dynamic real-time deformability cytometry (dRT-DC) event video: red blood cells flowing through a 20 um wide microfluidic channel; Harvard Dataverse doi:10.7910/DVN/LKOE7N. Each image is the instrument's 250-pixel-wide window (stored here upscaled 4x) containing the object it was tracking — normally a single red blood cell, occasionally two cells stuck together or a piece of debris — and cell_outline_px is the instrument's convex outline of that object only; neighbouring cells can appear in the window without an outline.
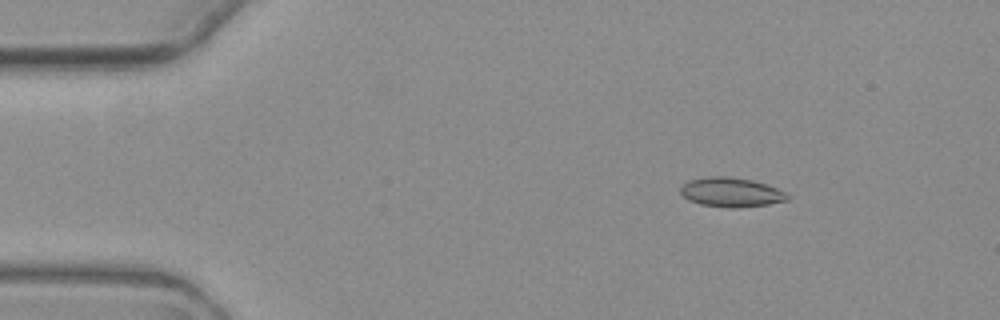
{"species": "common noctule bat (a hibernating species)", "species_latin": "Nyctalus noctula", "temperature_condition": "warm", "stored_images_in_passage": 3, "camera_frame_rate_fps": 3000, "um_per_image_px": 0.085, "animal": {"sex": "female", "body_mass_g": 19.3, "forearm_length_mm": 54.1}, "frame": {"image": 1, "passage_image": 1, "time_ms": 0.0, "image_size_px": [1000, 320], "cell_outline_px": [[788, 200], [768, 204], [732, 208], [700, 204], [688, 200], [680, 192], [680, 188], [688, 180], [708, 176], [728, 176], [752, 180], [776, 188], [784, 192], [788, 196]], "centroid_in_image_um": [62.1, 16.33], "position_along_channel_um": 22.9, "area_um2": 18.09}}